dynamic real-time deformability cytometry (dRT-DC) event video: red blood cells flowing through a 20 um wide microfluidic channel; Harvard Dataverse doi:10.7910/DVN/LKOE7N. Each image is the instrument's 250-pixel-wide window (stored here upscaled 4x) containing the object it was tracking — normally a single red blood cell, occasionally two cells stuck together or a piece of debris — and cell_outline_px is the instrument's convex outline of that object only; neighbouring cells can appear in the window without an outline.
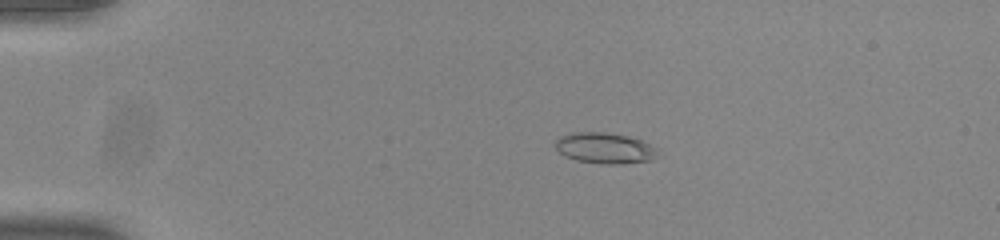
{"species": "common noctule bat (a hibernating species)", "species_latin": "Nyctalus noctula", "temperature_condition": "room temperature", "stored_images_in_passage": 43, "camera_frame_rate_fps": 3000, "um_per_image_px": 0.085, "animal": {"sex": "male", "body_mass_g": 20.0, "forearm_length_mm": 53.3}, "frame": {"image": 1, "passage_image": 1, "time_ms": 0.0, "image_size_px": [1000, 240], "cell_outline_px": [[660, 148], [652, 160], [620, 164], [608, 164], [576, 160], [564, 156], [556, 148], [556, 140], [560, 136], [572, 132], [604, 132], [628, 136], [640, 140]], "centroid_in_image_um": [51.42, 12.58], "position_along_channel_um": 33.6, "area_um2": 18.38}}
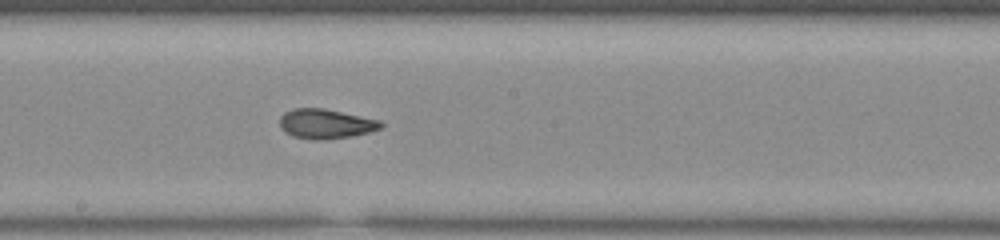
{"frame": {"image": 2, "passage_image": 20, "time_ms": 6.333, "image_size_px": [1000, 240], "cell_outline_px": [[384, 124], [380, 128], [368, 132], [352, 136], [324, 140], [312, 140], [292, 136], [284, 132], [280, 124], [280, 116], [284, 112], [292, 108], [324, 108], [380, 120]], "centroid_in_image_um": [27.66, 10.52], "position_along_channel_um": 220.5, "area_um2": 17.57}}
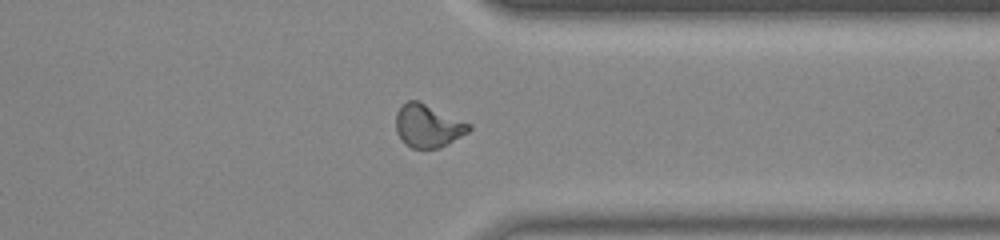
{"frame": {"image": 3, "passage_image": 32, "time_ms": 10.333, "image_size_px": [1000, 240], "cell_outline_px": [[472, 128], [468, 132], [440, 148], [412, 148], [404, 144], [396, 132], [396, 112], [408, 100], [420, 100], [472, 124]], "centroid_in_image_um": [36.38, 10.68], "position_along_channel_um": 375.0, "area_um2": 18.5}, "authors_computed_cell_mechanics": {"area_um2": 17.8024, "velocity_mm_per_s": 3.8958, "shape_relaxation_time_tau1_ms": null, "shape_relaxation_time_tau2_ms": 1.5307, "deformation_change_tau1": null, "deformation_change_tau2": 0.0629}}